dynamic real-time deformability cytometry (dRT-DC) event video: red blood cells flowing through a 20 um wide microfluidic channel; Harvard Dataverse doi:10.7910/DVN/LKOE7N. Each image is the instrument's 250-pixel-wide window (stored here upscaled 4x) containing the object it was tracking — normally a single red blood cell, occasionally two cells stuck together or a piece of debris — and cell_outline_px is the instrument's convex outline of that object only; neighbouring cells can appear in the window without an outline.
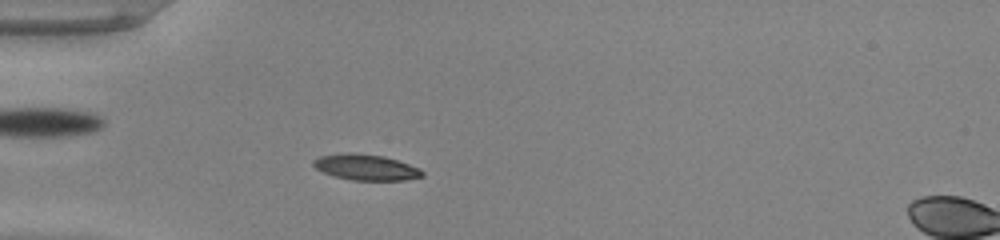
{"species": "common noctule bat (a hibernating species)", "species_latin": "Nyctalus noctula", "temperature_condition": "warm", "stored_images_in_passage": 45, "camera_frame_rate_fps": 3000, "um_per_image_px": 0.085, "animal": {"sex": "male", "body_mass_g": 20.0, "forearm_length_mm": 53.3}, "frame": {"image": 1, "passage_image": 10, "time_ms": 3.0, "image_size_px": [1000, 240], "cell_outline_px": [[424, 176], [404, 180], [352, 180], [332, 176], [316, 168], [312, 164], [312, 160], [320, 156], [348, 152], [352, 152], [384, 156], [420, 168], [424, 172]], "centroid_in_image_um": [31.09, 14.21], "position_along_channel_um": 53.9, "area_um2": 16.42}}
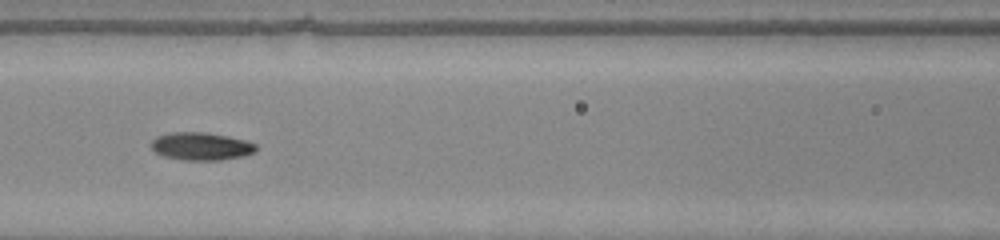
{"frame": {"image": 2, "passage_image": 18, "time_ms": 5.667, "image_size_px": [1000, 240], "cell_outline_px": [[256, 152], [244, 156], [220, 160], [184, 160], [164, 156], [156, 152], [152, 148], [152, 140], [156, 136], [172, 132], [204, 132], [228, 136], [244, 140], [256, 144]], "centroid_in_image_um": [17.11, 12.43], "position_along_channel_um": 149.5, "area_um2": 16.94}}
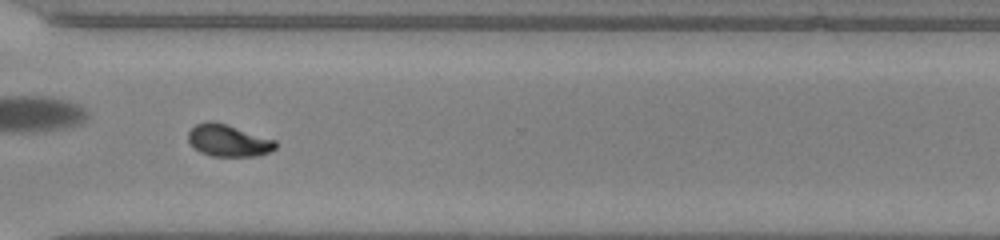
{"frame": {"image": 3, "passage_image": 33, "time_ms": 10.667, "image_size_px": [1000, 240], "cell_outline_px": [[276, 148], [272, 152], [256, 156], [212, 156], [200, 152], [188, 140], [188, 132], [196, 124], [204, 120], [212, 120], [228, 124], [276, 140]], "centroid_in_image_um": [19.43, 11.93], "position_along_channel_um": 351.2, "area_um2": 16.47}, "authors_computed_cell_mechanics": {"area_um2": 16.473, "velocity_mm_per_s": 4.0368, "shape_relaxation_time_tau1_ms": 4.3282, "shape_relaxation_time_tau2_ms": 1.6644, "deformation_change_tau1": 0.1725, "deformation_change_tau2": 0.0504}}